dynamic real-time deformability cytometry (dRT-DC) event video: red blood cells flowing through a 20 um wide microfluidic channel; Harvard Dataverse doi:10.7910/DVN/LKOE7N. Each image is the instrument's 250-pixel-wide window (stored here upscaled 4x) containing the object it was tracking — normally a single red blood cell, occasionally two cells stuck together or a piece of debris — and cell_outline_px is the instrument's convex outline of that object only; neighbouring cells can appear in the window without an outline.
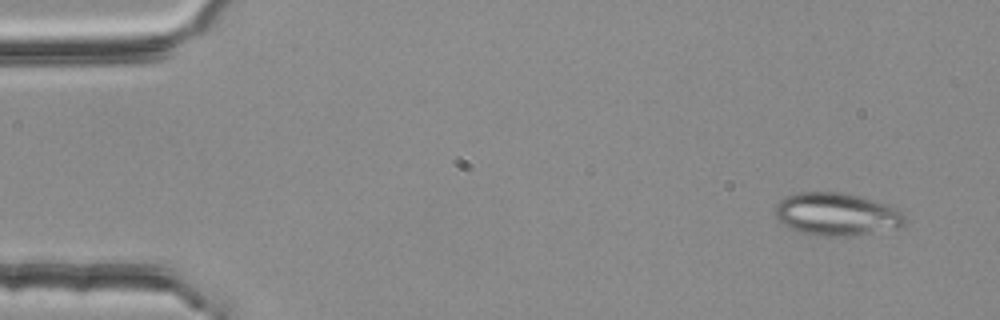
{"species": "common noctule bat (a hibernating species)", "species_latin": "Nyctalus noctula", "temperature_condition": "room temperature", "stored_images_in_passage": 3, "segment_of_instrument_passage": [2, 2], "camera_frame_rate_fps": 3000, "um_per_image_px": 0.085, "animal": {"sex": "female", "body_mass_g": 25.1}, "frame": {"image": 1, "passage_image": 3, "time_ms": 0.667, "image_size_px": [1000, 320], "cell_outline_px": [[904, 224], [896, 228], [852, 236], [824, 236], [800, 232], [788, 228], [776, 216], [776, 208], [780, 200], [784, 196], [800, 192], [840, 192], [860, 196], [888, 204], [900, 212], [904, 216]], "centroid_in_image_um": [71.1, 18.2], "position_along_channel_um": 13.9, "area_um2": 32.08}}